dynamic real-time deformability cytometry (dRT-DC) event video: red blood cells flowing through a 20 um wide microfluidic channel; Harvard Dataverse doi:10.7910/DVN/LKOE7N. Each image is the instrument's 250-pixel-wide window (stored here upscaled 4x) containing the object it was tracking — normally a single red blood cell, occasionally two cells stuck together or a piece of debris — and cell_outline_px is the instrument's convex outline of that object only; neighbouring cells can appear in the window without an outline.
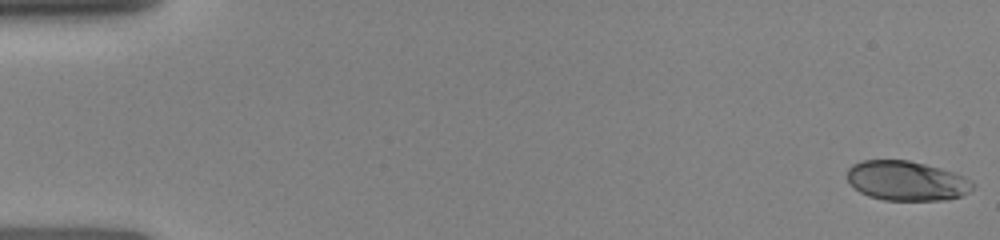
{"species": "human", "species_latin": "Homo sapiens", "temperature_condition": "room temperature", "stored_images_in_passage": 25, "camera_frame_rate_fps": 3000, "um_per_image_px": 0.085, "donor": {"sex": "female"}, "frame": {"image": 1, "passage_image": 1, "time_ms": 0.0, "image_size_px": [1000, 240], "cell_outline_px": [[972, 188], [968, 192], [960, 196], [948, 200], [884, 200], [868, 196], [860, 192], [848, 180], [848, 168], [852, 164], [864, 160], [908, 160], [940, 168], [964, 176], [972, 184]], "centroid_in_image_um": [77.04, 15.37], "position_along_channel_um": 8.0, "area_um2": 28.73}}
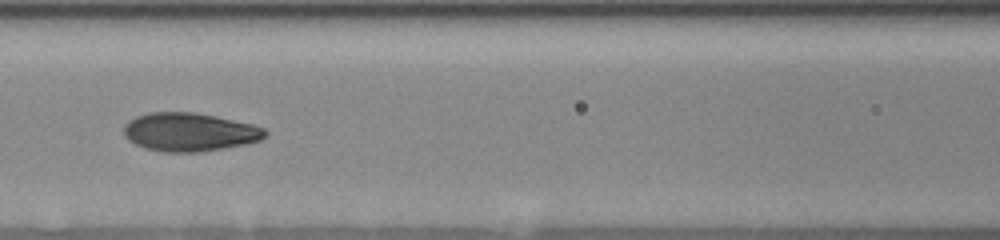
{"frame": {"image": 2, "passage_image": 14, "time_ms": 7.0, "image_size_px": [1000, 240], "cell_outline_px": [[268, 136], [260, 140], [244, 144], [224, 148], [200, 152], [164, 152], [144, 148], [128, 140], [124, 136], [124, 124], [128, 120], [136, 116], [148, 112], [196, 112], [216, 116], [252, 124], [264, 128], [268, 132]], "centroid_in_image_um": [16.09, 11.22], "position_along_channel_um": 150.5, "area_um2": 31.91}}
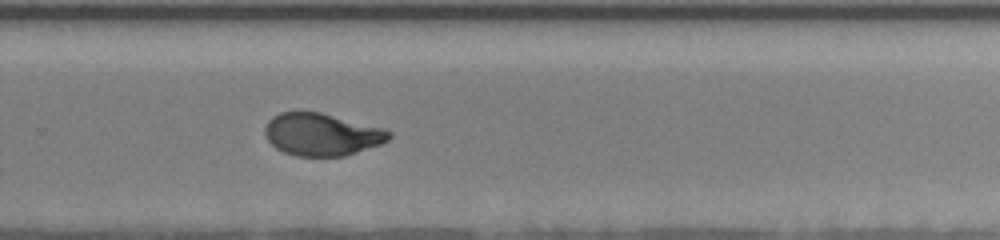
{"frame": {"image": 3, "passage_image": 25, "time_ms": 10.667, "image_size_px": [1000, 240], "cell_outline_px": [[392, 136], [388, 140], [380, 144], [344, 156], [296, 156], [284, 152], [276, 148], [264, 136], [264, 128], [268, 120], [272, 116], [280, 112], [320, 112], [384, 128], [392, 132]], "centroid_in_image_um": [27.33, 11.42], "position_along_channel_um": 302.5, "area_um2": 30.69}}